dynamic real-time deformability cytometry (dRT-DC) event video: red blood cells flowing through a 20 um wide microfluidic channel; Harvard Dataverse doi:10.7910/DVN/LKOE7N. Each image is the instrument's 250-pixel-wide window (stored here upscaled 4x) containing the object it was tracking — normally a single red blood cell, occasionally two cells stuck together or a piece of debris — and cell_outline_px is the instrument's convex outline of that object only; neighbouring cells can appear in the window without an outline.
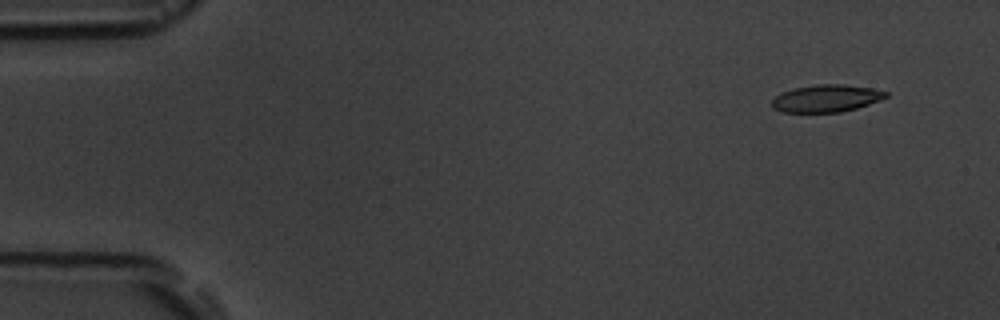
{"species": "common noctule bat (a hibernating species)", "species_latin": "Nyctalus noctula", "temperature_condition": "room temperature", "stored_images_in_passage": 4, "camera_frame_rate_fps": 3000, "um_per_image_px": 0.085, "animal": {"sex": "male", "body_mass_g": 19.5, "forearm_length_mm": 54.6}, "frame": {"image": 1, "passage_image": 1, "time_ms": 0.0, "image_size_px": [1000, 320], "cell_outline_px": [[888, 96], [880, 100], [856, 108], [840, 112], [784, 112], [772, 108], [772, 100], [780, 92], [796, 88], [816, 84], [844, 84], [872, 88], [888, 92]], "centroid_in_image_um": [70.23, 8.35], "position_along_channel_um": 14.8, "area_um2": 18.09}}
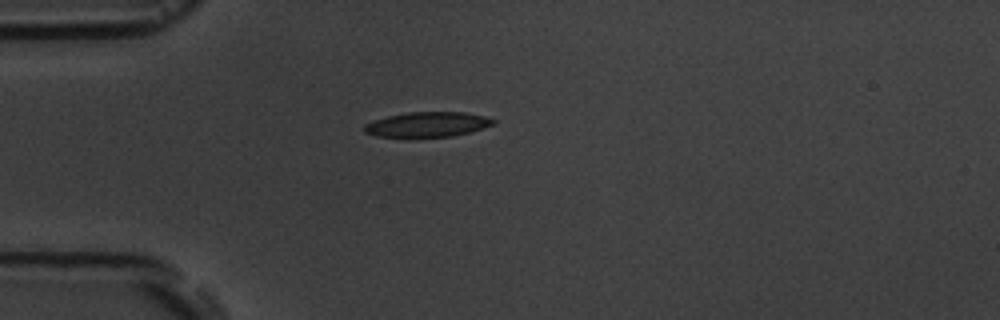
{"frame": {"image": 2, "passage_image": 4, "time_ms": 3.667, "image_size_px": [1000, 320], "cell_outline_px": [[496, 124], [468, 132], [452, 136], [408, 140], [376, 136], [364, 132], [364, 124], [372, 120], [388, 116], [408, 112], [464, 112], [484, 116], [496, 120]], "centroid_in_image_um": [36.25, 10.62], "position_along_channel_um": 48.7, "area_um2": 19.59}}